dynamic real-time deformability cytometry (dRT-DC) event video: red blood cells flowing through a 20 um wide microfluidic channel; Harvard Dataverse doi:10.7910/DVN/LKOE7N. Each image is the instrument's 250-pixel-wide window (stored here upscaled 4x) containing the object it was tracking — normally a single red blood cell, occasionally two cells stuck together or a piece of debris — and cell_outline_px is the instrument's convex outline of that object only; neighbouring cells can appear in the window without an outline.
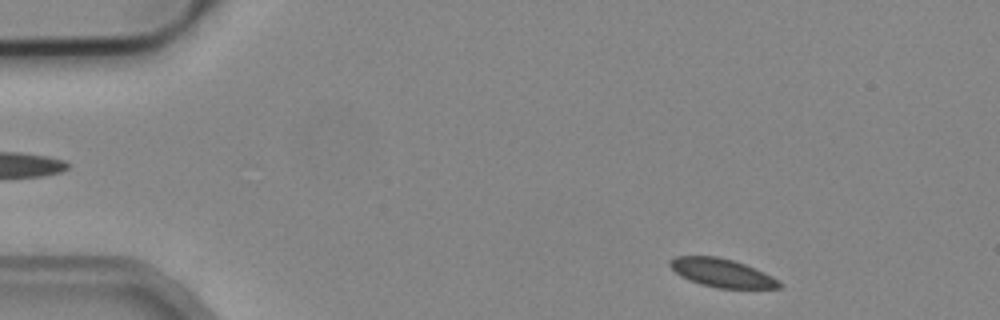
{"species": "common noctule bat (a hibernating species)", "species_latin": "Nyctalus noctula", "temperature_condition": "cold", "stored_images_in_passage": 48, "camera_frame_rate_fps": 3000, "um_per_image_px": 0.085, "animal": {"sex": "male", "body_mass_g": 19.2, "forearm_length_mm": 51.8}, "frame": {"image": 1, "passage_image": 2, "time_ms": 0.333, "image_size_px": [1000, 320], "cell_outline_px": [[784, 284], [780, 288], [716, 288], [700, 284], [680, 276], [668, 264], [668, 260], [676, 256], [716, 256], [732, 260], [744, 264], [764, 272], [772, 276]], "centroid_in_image_um": [61.35, 23.19], "position_along_channel_um": 23.6, "area_um2": 18.09}}
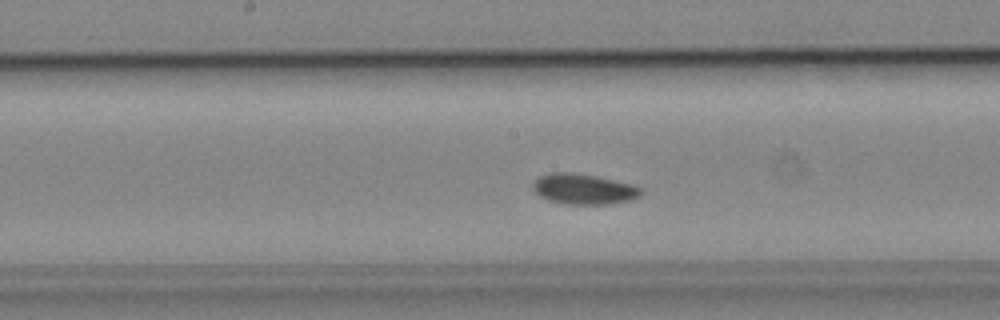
{"frame": {"image": 2, "passage_image": 22, "time_ms": 7.0, "image_size_px": [1000, 320], "cell_outline_px": [[644, 192], [640, 196], [628, 200], [604, 204], [564, 204], [548, 200], [540, 196], [532, 188], [532, 184], [540, 176], [552, 172], [572, 172], [596, 176], [632, 184], [644, 188]], "centroid_in_image_um": [49.62, 16.06], "position_along_channel_um": 198.6, "area_um2": 19.19}}
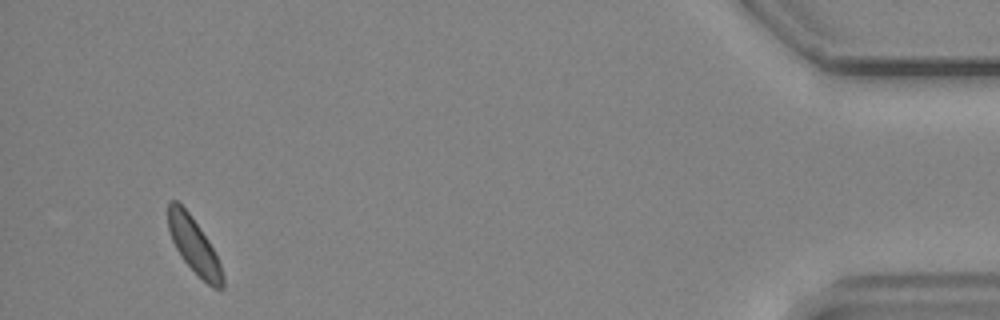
{"frame": {"image": 3, "passage_image": 45, "time_ms": 14.667, "image_size_px": [1000, 320], "cell_outline_px": [[224, 288], [212, 288], [180, 256], [172, 240], [168, 228], [168, 200], [176, 200], [188, 212], [208, 240], [220, 264], [224, 276]], "centroid_in_image_um": [16.48, 20.86], "position_along_channel_um": 418.7, "area_um2": 17.22}, "authors_computed_cell_mechanics": {"area_um2": 18.4382, "velocity_mm_per_s": 3.852, "shape_relaxation_time_tau1_ms": 4.8555, "shape_relaxation_time_tau2_ms": null, "deformation_change_tau1": 0.0452, "deformation_change_tau2": null}}